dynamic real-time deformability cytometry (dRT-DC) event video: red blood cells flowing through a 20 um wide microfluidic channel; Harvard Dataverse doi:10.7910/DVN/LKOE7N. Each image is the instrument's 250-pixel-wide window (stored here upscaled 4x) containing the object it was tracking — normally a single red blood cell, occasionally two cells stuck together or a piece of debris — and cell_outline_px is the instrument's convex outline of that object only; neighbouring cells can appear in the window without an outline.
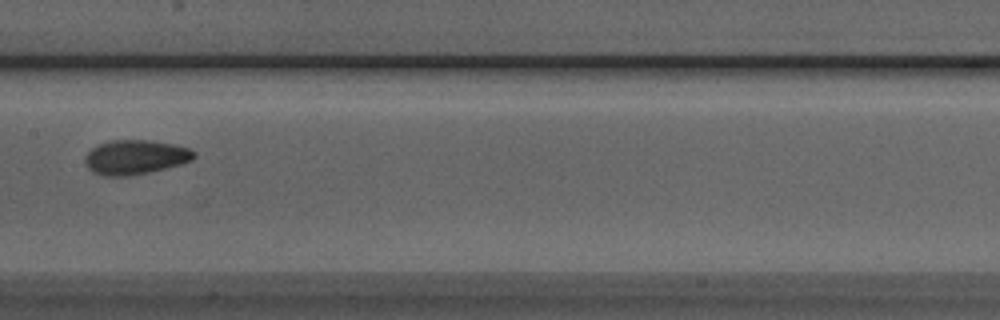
{"species": "Egyptian fruit bat (a non-hibernating species)", "species_latin": "Rousettus aegyptiacus", "temperature_condition": "room temperature", "stored_images_in_passage": 7, "camera_frame_rate_fps": 3000, "um_per_image_px": 0.085, "animal": {"sex": "male"}, "frame": {"image": 1, "passage_image": 7, "time_ms": 2.0, "image_size_px": [1000, 320], "cell_outline_px": [[196, 156], [192, 160], [180, 164], [148, 172], [128, 176], [104, 176], [92, 172], [84, 164], [84, 160], [88, 152], [92, 148], [100, 144], [112, 140], [144, 140], [172, 144], [192, 148], [196, 152]], "centroid_in_image_um": [11.5, 13.36], "position_along_channel_um": 195.9, "area_um2": 21.79}}